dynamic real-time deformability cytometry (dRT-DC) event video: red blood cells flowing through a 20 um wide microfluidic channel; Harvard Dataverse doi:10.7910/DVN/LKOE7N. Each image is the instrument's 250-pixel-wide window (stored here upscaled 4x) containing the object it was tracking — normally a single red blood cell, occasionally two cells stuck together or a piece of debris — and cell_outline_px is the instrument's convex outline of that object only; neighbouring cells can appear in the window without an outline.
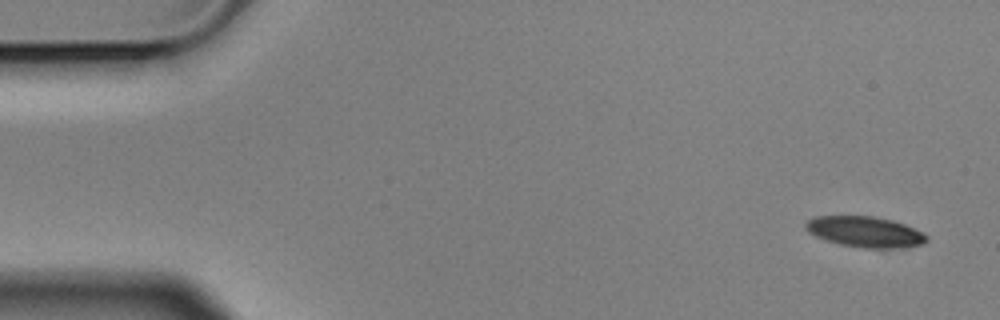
{"species": "Egyptian fruit bat (a non-hibernating species)", "species_latin": "Rousettus aegyptiacus", "temperature_condition": "cold", "stored_images_in_passage": 6, "camera_frame_rate_fps": 3000, "um_per_image_px": 0.085, "animal": {"sex": "male"}, "frame": {"image": 1, "passage_image": 1, "time_ms": 0.0, "image_size_px": [1000, 320], "cell_outline_px": [[928, 240], [924, 244], [900, 248], [864, 248], [840, 244], [816, 236], [808, 232], [804, 228], [804, 224], [808, 220], [816, 216], [872, 216], [892, 220], [904, 224], [924, 232], [928, 236]], "centroid_in_image_um": [73.56, 19.7], "position_along_channel_um": 11.4, "area_um2": 21.73}}
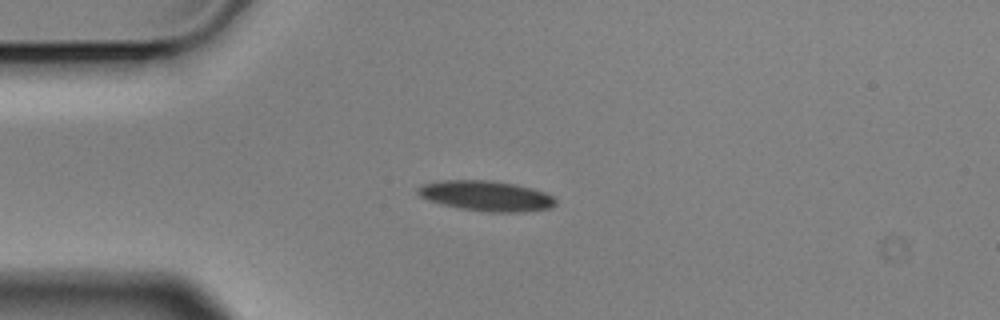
{"frame": {"image": 2, "passage_image": 4, "time_ms": 1.0, "image_size_px": [1000, 320], "cell_outline_px": [[556, 204], [552, 208], [520, 212], [488, 212], [460, 208], [440, 204], [428, 200], [420, 196], [416, 192], [416, 188], [420, 184], [440, 180], [492, 180], [516, 184], [532, 188], [544, 192], [552, 196], [556, 200]], "centroid_in_image_um": [41.3, 16.64], "position_along_channel_um": 43.7, "area_um2": 24.57}}
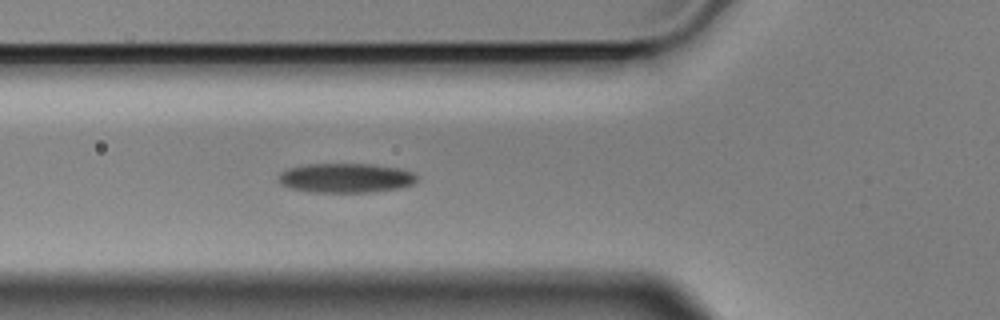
{"frame": {"image": 3, "passage_image": 6, "time_ms": 1.667, "image_size_px": [1000, 320], "cell_outline_px": [[416, 180], [412, 184], [396, 188], [372, 192], [312, 192], [288, 188], [280, 184], [276, 180], [276, 176], [280, 172], [288, 168], [308, 164], [368, 164], [400, 168], [412, 172], [416, 176]], "centroid_in_image_um": [29.3, 15.13], "position_along_channel_um": 96.5, "area_um2": 23.81}}